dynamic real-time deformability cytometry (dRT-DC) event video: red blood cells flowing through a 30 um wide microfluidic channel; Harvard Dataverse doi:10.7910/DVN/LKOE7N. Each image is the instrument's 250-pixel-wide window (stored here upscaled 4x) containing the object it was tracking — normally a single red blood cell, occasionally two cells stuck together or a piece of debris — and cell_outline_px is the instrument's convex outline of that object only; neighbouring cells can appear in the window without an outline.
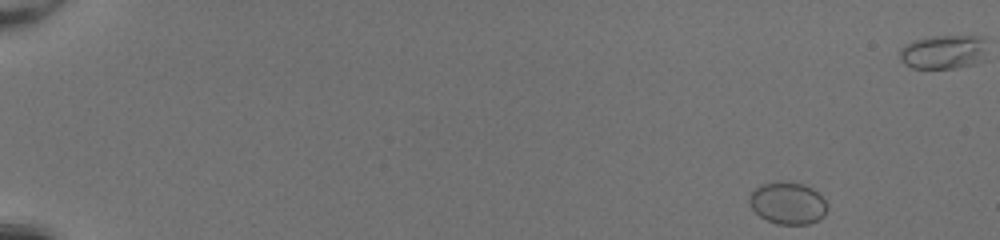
{"species": "common noctule bat (a hibernating species)", "species_latin": "Nyctalus noctula", "temperature_condition": "room temperature", "stored_images_in_passage": 49, "camera_frame_rate_fps": 3000, "um_per_image_px": 0.085, "animal": {"sex": "female", "body_mass_g": 20.0, "forearm_length_mm": 54.0}, "frame": {"image": 1, "passage_image": 1, "time_ms": 0.0, "image_size_px": [1000, 240], "cell_outline_px": [[828, 208], [824, 216], [808, 224], [776, 224], [760, 216], [752, 208], [748, 200], [752, 192], [760, 184], [780, 180], [800, 184], [812, 188], [828, 204]], "centroid_in_image_um": [66.95, 17.26], "position_along_channel_um": 18.0, "area_um2": 19.02}}
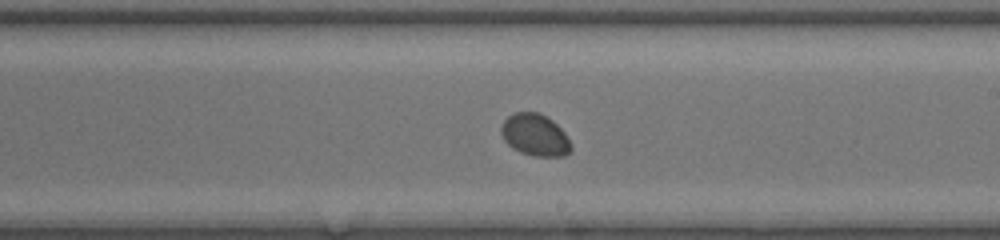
{"frame": {"image": 2, "passage_image": 29, "time_ms": 9.333, "image_size_px": [1000, 240], "cell_outline_px": [[572, 148], [564, 156], [532, 156], [520, 152], [512, 148], [504, 140], [500, 132], [500, 128], [504, 120], [508, 116], [516, 112], [540, 112], [552, 120], [564, 132], [572, 144]], "centroid_in_image_um": [45.46, 11.47], "position_along_channel_um": 243.5, "area_um2": 17.17}}
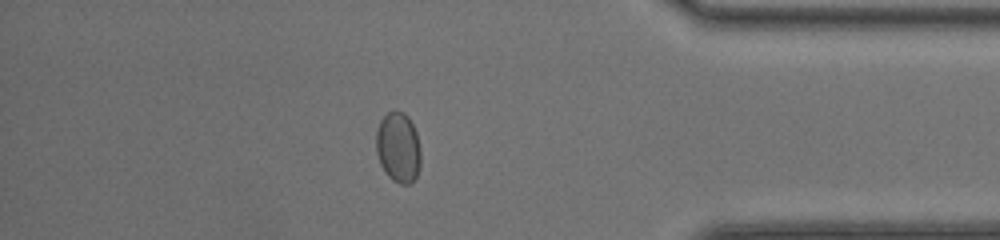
{"frame": {"image": 3, "passage_image": 42, "time_ms": 13.667, "image_size_px": [1000, 240], "cell_outline_px": [[420, 168], [416, 176], [408, 184], [400, 184], [392, 180], [384, 172], [380, 164], [376, 152], [376, 128], [380, 120], [388, 112], [396, 108], [404, 112], [408, 116], [416, 132], [420, 152]], "centroid_in_image_um": [33.83, 12.5], "position_along_channel_um": 401.4, "area_um2": 18.55}, "authors_computed_cell_mechanics": {"area_um2": 17.4556, "velocity_mm_per_s": 4.1191, "shape_relaxation_time_tau1_ms": 5.7514, "shape_relaxation_time_tau2_ms": 4.9724, "deformation_change_tau1": 0.0389, "deformation_change_tau2": 0.0173}}